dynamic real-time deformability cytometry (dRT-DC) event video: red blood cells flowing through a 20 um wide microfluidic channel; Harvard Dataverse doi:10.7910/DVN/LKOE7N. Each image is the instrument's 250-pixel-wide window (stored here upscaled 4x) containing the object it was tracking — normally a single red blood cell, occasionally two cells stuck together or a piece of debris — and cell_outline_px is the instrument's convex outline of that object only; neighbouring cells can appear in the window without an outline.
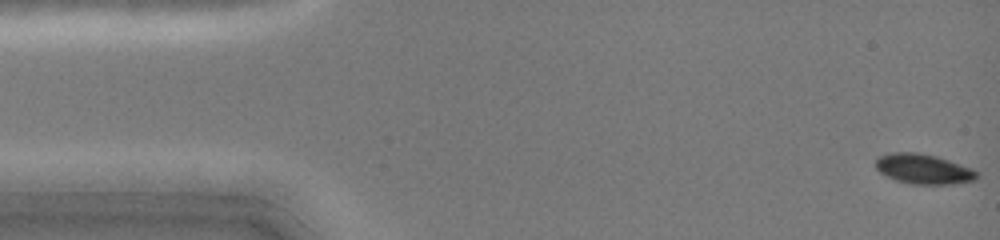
{"species": "common noctule bat (a hibernating species)", "species_latin": "Nyctalus noctula", "temperature_condition": "cold", "stored_images_in_passage": 47, "camera_frame_rate_fps": 3000, "um_per_image_px": 0.085, "animal": {"sex": "female", "body_mass_g": 19.0, "forearm_length_mm": 51.5}, "frame": {"image": 1, "passage_image": 1, "time_ms": 0.0, "image_size_px": [1000, 240], "cell_outline_px": [[980, 176], [976, 180], [952, 184], [912, 184], [896, 180], [880, 172], [876, 168], [876, 160], [880, 156], [892, 152], [916, 152], [936, 156], [972, 168], [980, 172]], "centroid_in_image_um": [78.55, 14.37], "position_along_channel_um": 6.5, "area_um2": 17.69}}
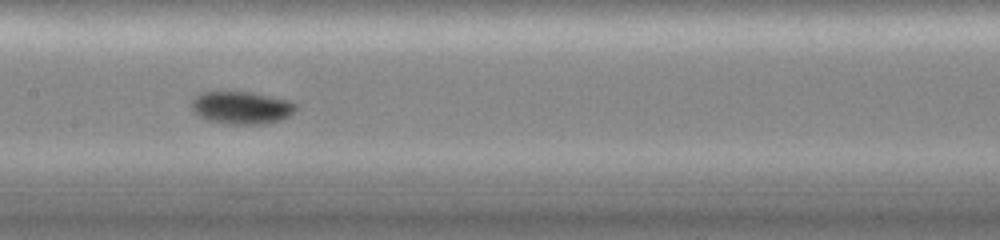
{"frame": {"image": 2, "passage_image": 23, "time_ms": 7.333, "image_size_px": [1000, 240], "cell_outline_px": [[296, 108], [288, 116], [276, 120], [260, 124], [232, 124], [212, 120], [200, 116], [192, 108], [192, 100], [200, 92], [252, 92], [288, 100], [296, 104]], "centroid_in_image_um": [20.53, 9.13], "position_along_channel_um": 186.9, "area_um2": 19.25}}
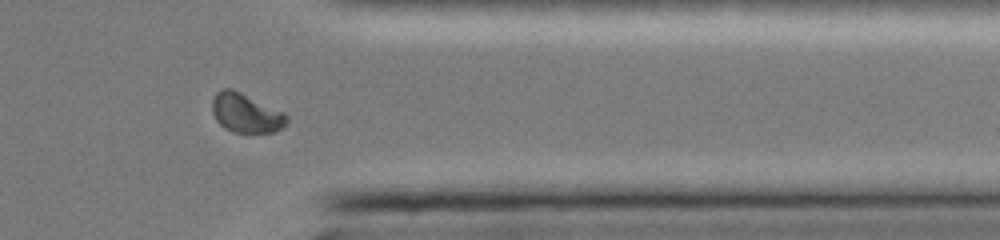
{"frame": {"image": 3, "passage_image": 38, "time_ms": 12.333, "image_size_px": [1000, 240], "cell_outline_px": [[288, 124], [272, 132], [232, 132], [224, 128], [216, 120], [212, 112], [212, 100], [216, 92], [224, 88], [232, 88], [284, 112], [288, 116]], "centroid_in_image_um": [20.89, 9.6], "position_along_channel_um": 390.5, "area_um2": 17.05}, "authors_computed_cell_mechanics": {"area_um2": 17.6868, "velocity_mm_per_s": 4.0828, "shape_relaxation_time_tau1_ms": 1.3593, "shape_relaxation_time_tau2_ms": null, "deformation_change_tau1": 0.0744, "deformation_change_tau2": null}}